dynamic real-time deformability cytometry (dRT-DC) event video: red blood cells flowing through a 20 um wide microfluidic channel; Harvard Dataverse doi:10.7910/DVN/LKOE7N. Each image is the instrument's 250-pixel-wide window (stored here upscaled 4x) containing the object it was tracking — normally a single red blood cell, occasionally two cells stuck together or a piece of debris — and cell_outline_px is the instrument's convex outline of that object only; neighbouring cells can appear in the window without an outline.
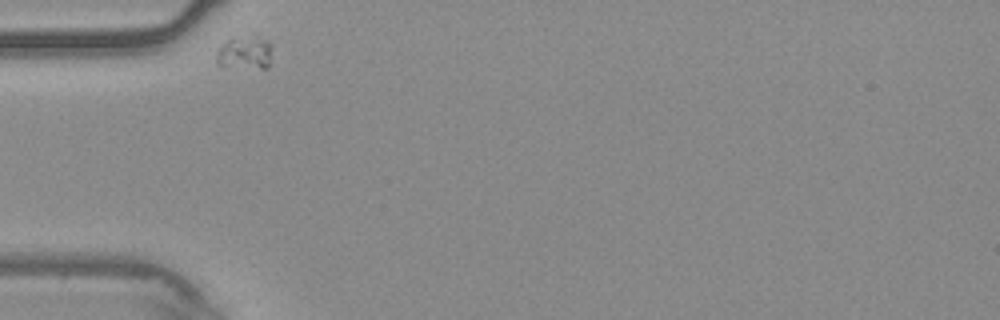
{"species": "common noctule bat (a hibernating species)", "species_latin": "Nyctalus noctula", "temperature_condition": "warm", "stored_images_in_passage": 34, "camera_frame_rate_fps": 3000, "um_per_image_px": 0.085, "animal": {"sex": "male", "body_mass_g": 20.4}, "frame": {"image": 1, "passage_image": 1, "time_ms": 0.0, "image_size_px": [1000, 320], "cell_outline_px": [[272, 48], [268, 68], [260, 68], [220, 64], [216, 60], [216, 52], [232, 36], [252, 32], [268, 40], [272, 44]], "centroid_in_image_um": [20.88, 4.37], "position_along_channel_um": 64.1, "area_um2": 11.1}}
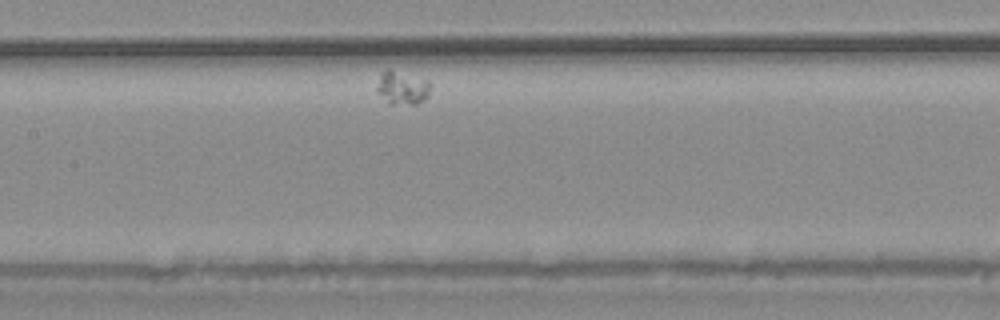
{"frame": {"image": 2, "passage_image": 13, "time_ms": 4.0, "image_size_px": [1000, 320], "cell_outline_px": [[432, 88], [428, 96], [424, 100], [416, 104], [388, 104], [376, 92], [376, 88], [380, 72], [384, 68], [388, 68], [428, 80], [432, 84]], "centroid_in_image_um": [34.18, 7.45], "position_along_channel_um": 173.2, "area_um2": 10.87}}
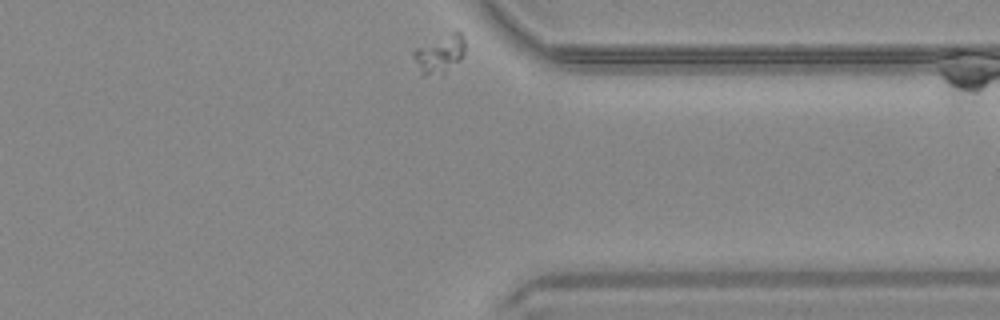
{"frame": {"image": 3, "passage_image": 34, "time_ms": 11.0, "image_size_px": [1000, 320], "cell_outline_px": [[464, 52], [460, 60], [444, 76], [420, 76], [412, 56], [412, 52], [416, 48], [452, 32], [460, 32], [464, 40]], "centroid_in_image_um": [37.34, 4.68], "position_along_channel_um": 374.1, "area_um2": 11.73}}